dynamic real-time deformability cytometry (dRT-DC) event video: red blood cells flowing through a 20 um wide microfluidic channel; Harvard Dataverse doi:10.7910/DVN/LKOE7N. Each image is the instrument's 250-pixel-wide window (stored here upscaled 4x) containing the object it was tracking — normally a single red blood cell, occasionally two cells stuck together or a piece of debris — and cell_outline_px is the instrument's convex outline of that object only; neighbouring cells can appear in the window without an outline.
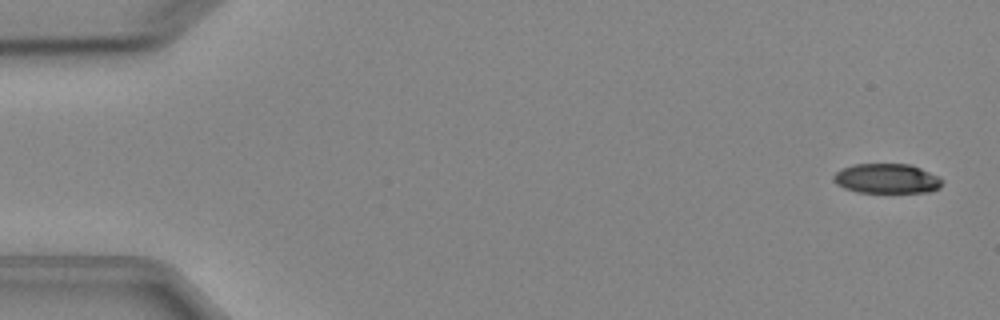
{"species": "Egyptian fruit bat (a non-hibernating species)", "species_latin": "Rousettus aegyptiacus", "temperature_condition": "cold", "stored_images_in_passage": 6, "camera_frame_rate_fps": 3000, "um_per_image_px": 0.085, "animal": {"sex": "female"}, "frame": {"image": 1, "passage_image": 1, "time_ms": 0.0, "image_size_px": [1000, 320], "cell_outline_px": [[944, 180], [940, 188], [932, 192], [856, 192], [844, 188], [836, 184], [832, 180], [832, 176], [840, 168], [852, 164], [912, 164]], "centroid_in_image_um": [75.34, 15.18], "position_along_channel_um": 9.7, "area_um2": 19.02}}
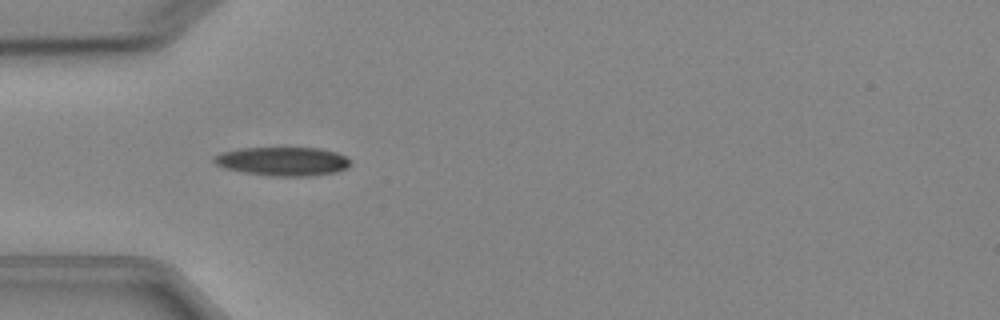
{"frame": {"image": 2, "passage_image": 5, "time_ms": 4.667, "image_size_px": [1000, 320], "cell_outline_px": [[352, 164], [336, 172], [308, 176], [276, 176], [244, 172], [224, 168], [216, 164], [212, 160], [212, 156], [220, 152], [240, 148], [320, 148], [336, 152], [344, 156]], "centroid_in_image_um": [23.98, 13.7], "position_along_channel_um": 61.0, "area_um2": 22.77}}